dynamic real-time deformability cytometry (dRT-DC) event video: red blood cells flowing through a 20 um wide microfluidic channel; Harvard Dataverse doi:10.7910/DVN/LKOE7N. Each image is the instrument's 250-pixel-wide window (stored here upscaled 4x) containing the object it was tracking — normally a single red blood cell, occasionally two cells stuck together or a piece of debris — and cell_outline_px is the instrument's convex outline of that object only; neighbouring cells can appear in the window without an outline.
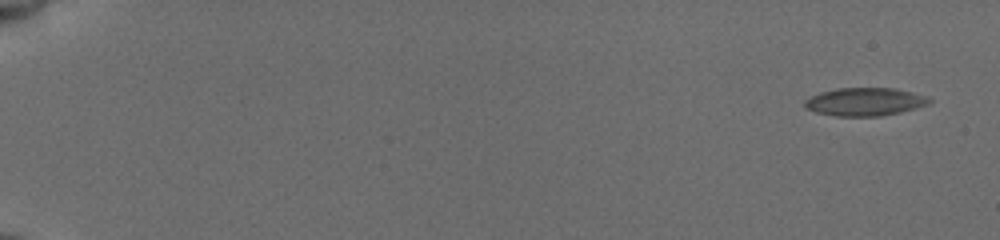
{"species": "common noctule bat (a hibernating species)", "species_latin": "Nyctalus noctula", "temperature_condition": "cold", "stored_images_in_passage": 12, "camera_frame_rate_fps": 3000, "um_per_image_px": 0.085, "animal": {"sex": "female", "body_mass_g": 19.5, "forearm_length_mm": 54.1}, "frame": {"image": 1, "passage_image": 1, "time_ms": 0.0, "image_size_px": [1000, 240], "cell_outline_px": [[932, 100], [928, 104], [900, 112], [880, 116], [836, 116], [816, 112], [808, 108], [804, 104], [804, 100], [820, 92], [836, 88], [896, 88], [924, 96]], "centroid_in_image_um": [73.49, 8.64], "position_along_channel_um": 11.5, "area_um2": 20.11}}
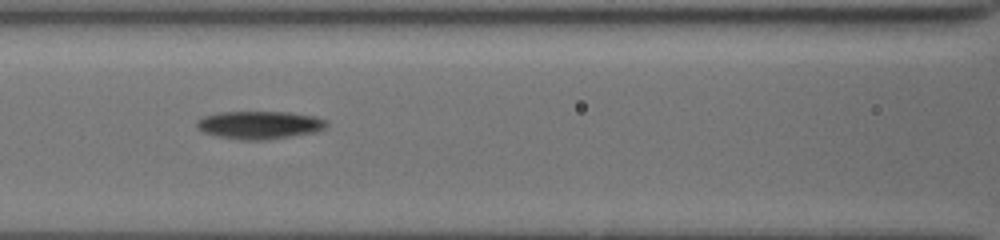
{"frame": {"image": 2, "passage_image": 9, "time_ms": 8.333, "image_size_px": [1000, 240], "cell_outline_px": [[328, 124], [324, 128], [316, 132], [268, 140], [240, 140], [216, 136], [200, 132], [196, 128], [196, 120], [204, 116], [220, 112], [288, 112], [316, 116], [328, 120]], "centroid_in_image_um": [22.04, 10.63], "position_along_channel_um": 144.6, "area_um2": 21.5}}
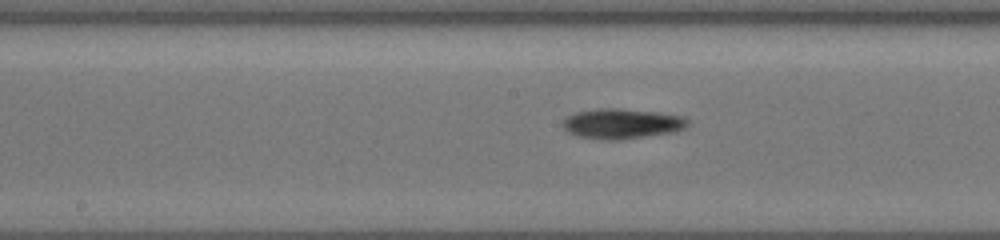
{"frame": {"image": 3, "passage_image": 12, "time_ms": 9.667, "image_size_px": [1000, 240], "cell_outline_px": [[688, 124], [684, 128], [676, 132], [620, 140], [608, 140], [580, 136], [564, 128], [564, 120], [568, 116], [576, 112], [596, 108], [620, 108], [660, 112], [684, 116], [688, 120]], "centroid_in_image_um": [52.94, 10.5], "position_along_channel_um": 195.3, "area_um2": 21.91}}